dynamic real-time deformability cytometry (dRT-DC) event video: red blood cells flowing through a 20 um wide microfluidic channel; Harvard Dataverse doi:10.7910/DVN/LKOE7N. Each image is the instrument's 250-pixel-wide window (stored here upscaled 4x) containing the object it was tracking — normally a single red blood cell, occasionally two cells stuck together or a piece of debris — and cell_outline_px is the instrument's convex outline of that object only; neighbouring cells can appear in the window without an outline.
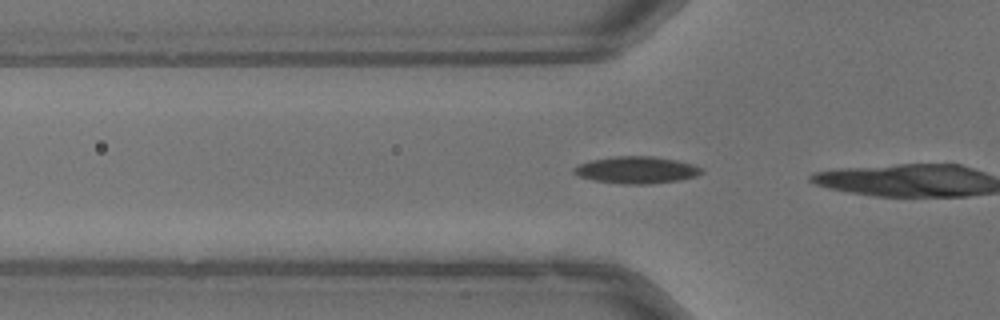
{"species": "common noctule bat (a hibernating species)", "species_latin": "Nyctalus noctula", "temperature_condition": "warm", "stored_images_in_passage": 3, "camera_frame_rate_fps": 3000, "um_per_image_px": 0.085, "animal": {"sex": "male", "body_mass_g": 13.3}, "frame": {"image": 1, "passage_image": 2, "time_ms": 0.333, "image_size_px": [1000, 320], "cell_outline_px": [[704, 172], [696, 176], [680, 180], [648, 184], [624, 184], [596, 180], [580, 176], [572, 172], [572, 168], [580, 164], [592, 160], [612, 156], [652, 156], [676, 160], [692, 164], [700, 168]], "centroid_in_image_um": [54.11, 14.44], "position_along_channel_um": 71.7, "area_um2": 19.88}}